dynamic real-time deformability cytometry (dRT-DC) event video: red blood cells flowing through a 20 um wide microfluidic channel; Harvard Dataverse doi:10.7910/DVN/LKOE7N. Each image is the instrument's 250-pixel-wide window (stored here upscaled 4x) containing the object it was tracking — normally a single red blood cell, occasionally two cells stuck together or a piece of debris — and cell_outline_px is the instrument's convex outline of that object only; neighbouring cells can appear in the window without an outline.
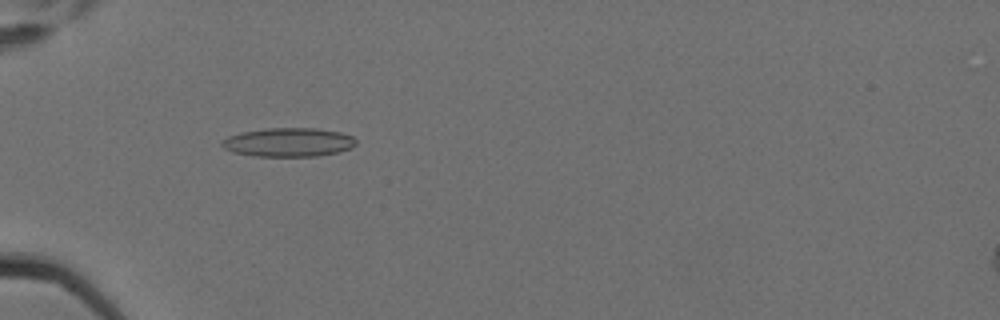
{"species": "Egyptian fruit bat (a non-hibernating species)", "species_latin": "Rousettus aegyptiacus", "temperature_condition": "cold", "stored_images_in_passage": 8, "camera_frame_rate_fps": 3000, "um_per_image_px": 0.085, "animal": {"sex": "female"}, "frame": {"image": 1, "passage_image": 6, "time_ms": 1.667, "image_size_px": [1000, 320], "cell_outline_px": [[356, 144], [352, 148], [336, 152], [316, 156], [256, 156], [232, 152], [224, 148], [220, 144], [220, 140], [228, 136], [240, 132], [264, 128], [316, 128], [340, 132], [352, 136], [356, 140]], "centroid_in_image_um": [24.48, 12.08], "position_along_channel_um": 60.5, "area_um2": 22.66}}
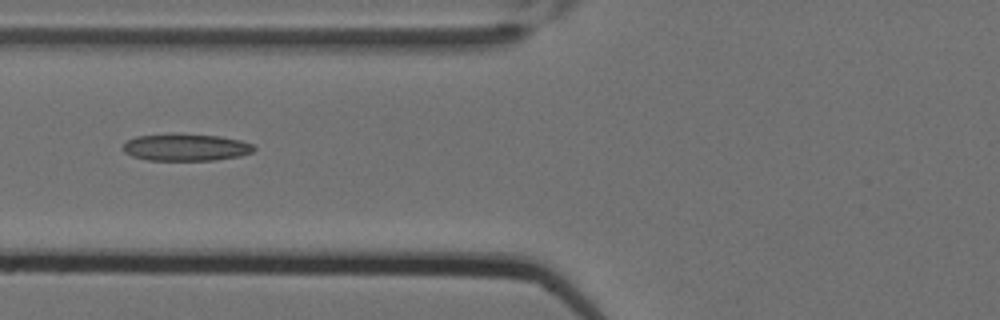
{"frame": {"image": 2, "passage_image": 7, "time_ms": 2.0, "image_size_px": [1000, 320], "cell_outline_px": [[256, 148], [252, 152], [240, 156], [216, 160], [148, 160], [132, 156], [124, 152], [124, 144], [128, 140], [136, 136], [172, 132], [180, 132], [220, 136], [240, 140], [252, 144]], "centroid_in_image_um": [15.79, 12.49], "position_along_channel_um": 110.0, "area_um2": 21.1}}
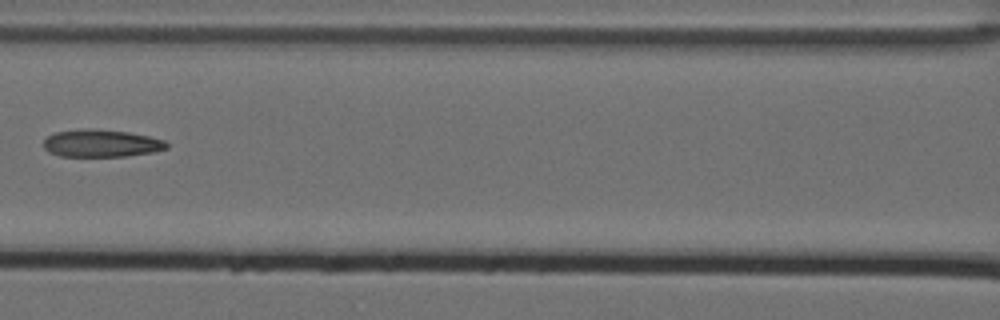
{"frame": {"image": 3, "passage_image": 8, "time_ms": 2.333, "image_size_px": [1000, 320], "cell_outline_px": [[168, 148], [152, 152], [124, 156], [60, 156], [48, 152], [44, 148], [44, 140], [48, 136], [56, 132], [84, 128], [92, 128], [128, 132], [148, 136], [164, 140], [168, 144]], "centroid_in_image_um": [8.59, 12.17], "position_along_channel_um": 158.0, "area_um2": 19.65}}